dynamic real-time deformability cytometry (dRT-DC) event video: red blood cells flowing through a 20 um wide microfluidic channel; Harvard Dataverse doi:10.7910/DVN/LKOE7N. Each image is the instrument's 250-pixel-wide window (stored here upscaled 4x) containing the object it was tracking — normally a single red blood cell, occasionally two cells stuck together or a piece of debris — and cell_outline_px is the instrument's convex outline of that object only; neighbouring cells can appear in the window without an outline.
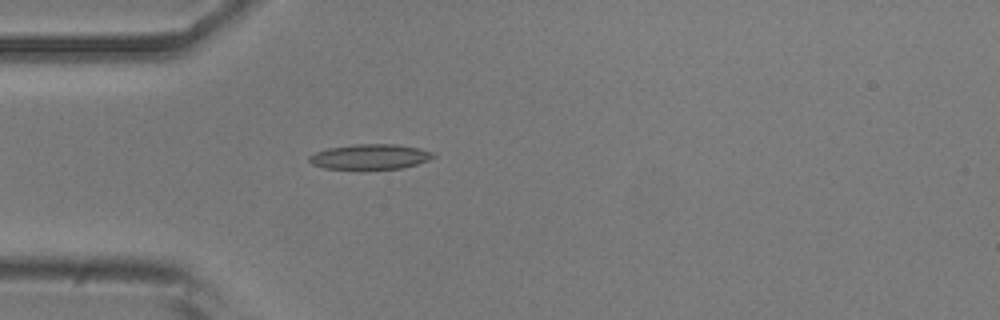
{"species": "common noctule bat (a hibernating species)", "species_latin": "Nyctalus noctula", "temperature_condition": "room temperature", "stored_images_in_passage": 40, "camera_frame_rate_fps": 3000, "um_per_image_px": 0.085, "animal": {"sex": "male", "body_mass_g": 20.5, "forearm_length_mm": 52.5}, "frame": {"image": 1, "passage_image": 1, "time_ms": 0.0, "image_size_px": [1000, 320], "cell_outline_px": [[436, 156], [428, 160], [404, 168], [364, 172], [324, 168], [312, 164], [308, 160], [308, 156], [316, 152], [328, 148], [356, 144], [400, 144], [432, 152]], "centroid_in_image_um": [31.42, 13.37], "position_along_channel_um": 53.6, "area_um2": 19.02}}
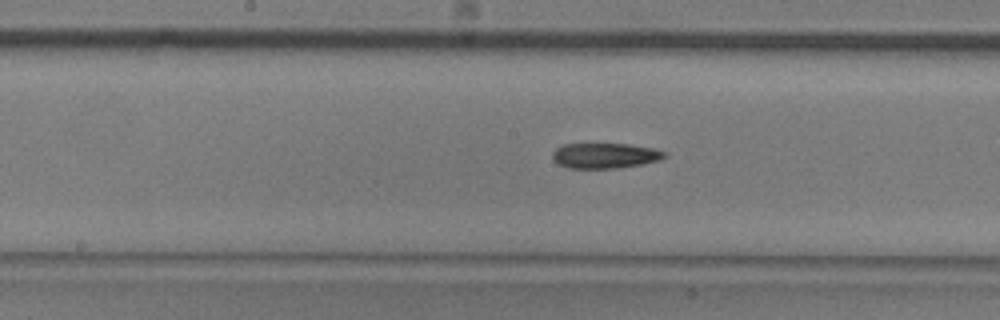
{"frame": {"image": 2, "passage_image": 13, "time_ms": 4.0, "image_size_px": [1000, 320], "cell_outline_px": [[668, 156], [660, 160], [640, 164], [616, 168], [568, 168], [552, 160], [552, 152], [556, 148], [564, 144], [628, 144], [652, 148], [668, 152]], "centroid_in_image_um": [51.43, 13.22], "position_along_channel_um": 196.8, "area_um2": 16.53}}
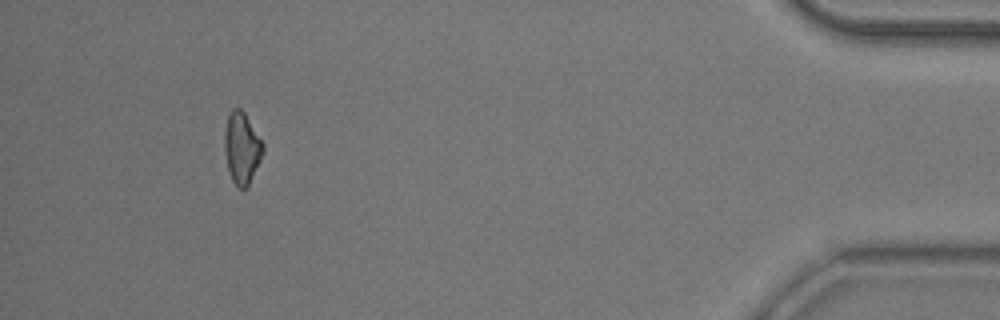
{"frame": {"image": 3, "passage_image": 36, "time_ms": 11.667, "image_size_px": [1000, 320], "cell_outline_px": [[264, 152], [248, 184], [244, 188], [236, 188], [228, 172], [224, 148], [224, 128], [228, 116], [232, 108], [240, 108], [244, 112], [264, 144]], "centroid_in_image_um": [20.53, 12.57], "position_along_channel_um": 414.7, "area_um2": 16.01}, "authors_computed_cell_mechanics": {"area_um2": 16.4441, "velocity_mm_per_s": 3.7176, "shape_relaxation_time_tau1_ms": 11.1417, "shape_relaxation_time_tau2_ms": null, "deformation_change_tau1": 0.2145, "deformation_change_tau2": null}}